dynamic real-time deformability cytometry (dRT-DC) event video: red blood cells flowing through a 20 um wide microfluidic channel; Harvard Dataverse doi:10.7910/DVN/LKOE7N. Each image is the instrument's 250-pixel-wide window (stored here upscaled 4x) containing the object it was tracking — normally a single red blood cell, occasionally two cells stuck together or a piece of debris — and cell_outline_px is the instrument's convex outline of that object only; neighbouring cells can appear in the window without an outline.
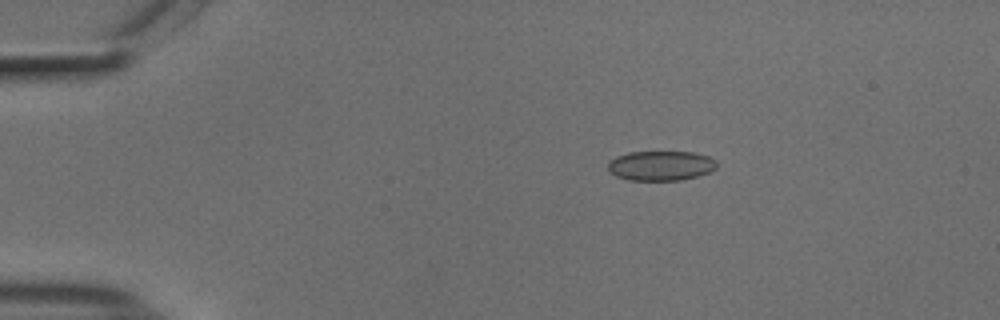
{"species": "common noctule bat (a hibernating species)", "species_latin": "Nyctalus noctula", "temperature_condition": "cold", "stored_images_in_passage": 54, "camera_frame_rate_fps": 3000, "um_per_image_px": 0.085, "animal": {"sex": "male", "body_mass_g": 18.8}, "frame": {"image": 1, "passage_image": 10, "time_ms": 3.0, "image_size_px": [1000, 320], "cell_outline_px": [[716, 168], [712, 172], [680, 180], [628, 180], [616, 176], [608, 172], [608, 160], [616, 156], [628, 152], [692, 152], [708, 156], [716, 160]], "centroid_in_image_um": [56.14, 14.08], "position_along_channel_um": 28.9, "area_um2": 19.02}}
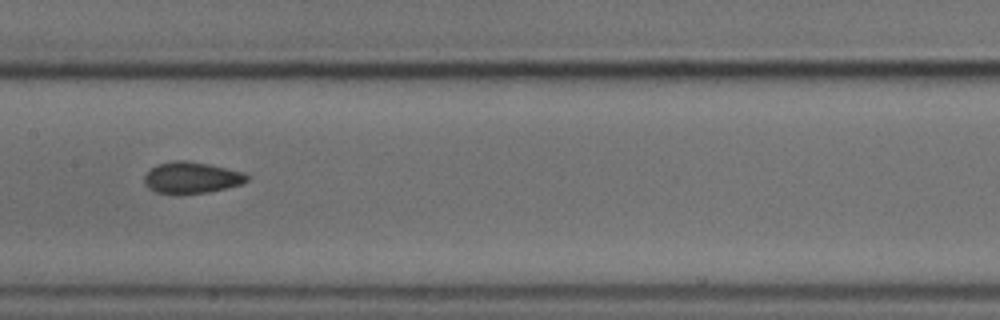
{"frame": {"image": 2, "passage_image": 28, "time_ms": 9.0, "image_size_px": [1000, 320], "cell_outline_px": [[248, 180], [240, 184], [208, 192], [156, 192], [148, 188], [144, 184], [144, 176], [156, 164], [176, 160], [188, 160], [208, 164], [244, 172], [248, 176]], "centroid_in_image_um": [16.27, 15.07], "position_along_channel_um": 191.1, "area_um2": 18.32}}
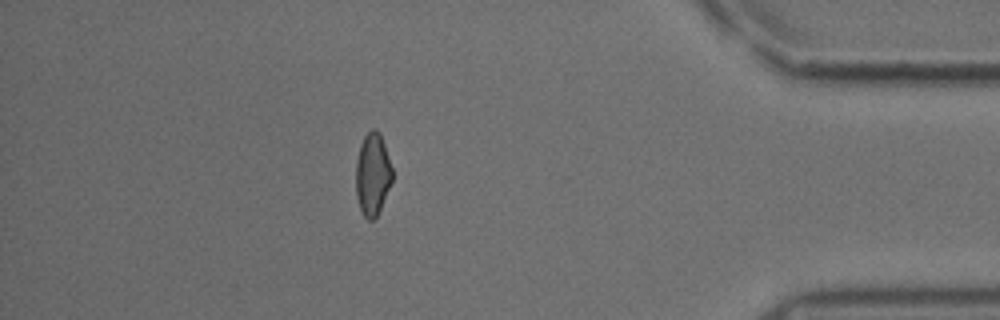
{"frame": {"image": 3, "passage_image": 48, "time_ms": 15.667, "image_size_px": [1000, 320], "cell_outline_px": [[392, 180], [380, 208], [376, 216], [372, 220], [368, 220], [364, 216], [360, 208], [356, 196], [356, 160], [360, 144], [364, 136], [372, 128], [376, 128], [380, 132], [392, 168]], "centroid_in_image_um": [31.65, 14.77], "position_along_channel_um": 403.5, "area_um2": 17.34}, "authors_computed_cell_mechanics": {"area_um2": 18.496, "velocity_mm_per_s": 3.7454, "shape_relaxation_time_tau1_ms": 11.3442, "shape_relaxation_time_tau2_ms": 2.5225, "deformation_change_tau1": 0.1213, "deformation_change_tau2": 0.076}}